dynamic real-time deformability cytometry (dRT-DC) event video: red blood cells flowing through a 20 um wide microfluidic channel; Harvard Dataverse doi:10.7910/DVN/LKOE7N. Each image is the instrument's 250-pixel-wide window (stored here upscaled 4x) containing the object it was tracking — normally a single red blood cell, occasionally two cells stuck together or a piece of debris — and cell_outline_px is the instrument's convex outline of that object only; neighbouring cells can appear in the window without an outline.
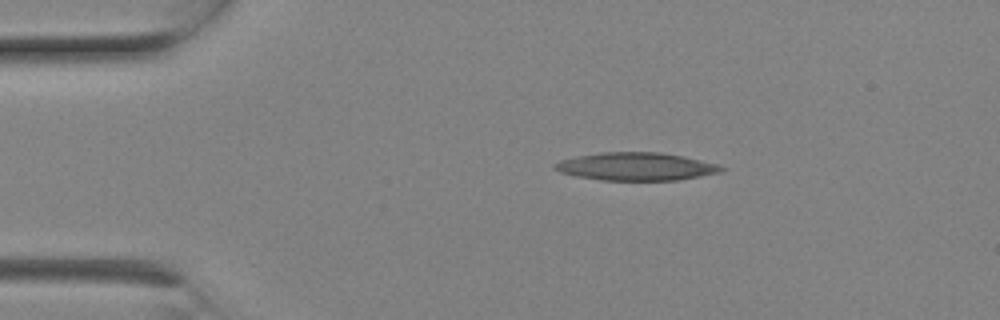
{"species": "Egyptian fruit bat (a non-hibernating species)", "species_latin": "Rousettus aegyptiacus", "temperature_condition": "room temperature", "stored_images_in_passage": 3, "camera_frame_rate_fps": 3000, "um_per_image_px": 0.085, "animal": {"sex": "female"}, "frame": {"image": 1, "passage_image": 1, "time_ms": 0.0, "image_size_px": [1000, 320], "cell_outline_px": [[724, 168], [720, 172], [700, 176], [676, 180], [600, 180], [576, 176], [560, 172], [552, 168], [552, 164], [560, 160], [572, 156], [600, 152], [660, 152], [684, 156], [720, 164]], "centroid_in_image_um": [54.01, 14.14], "position_along_channel_um": 31.0, "area_um2": 27.34}}